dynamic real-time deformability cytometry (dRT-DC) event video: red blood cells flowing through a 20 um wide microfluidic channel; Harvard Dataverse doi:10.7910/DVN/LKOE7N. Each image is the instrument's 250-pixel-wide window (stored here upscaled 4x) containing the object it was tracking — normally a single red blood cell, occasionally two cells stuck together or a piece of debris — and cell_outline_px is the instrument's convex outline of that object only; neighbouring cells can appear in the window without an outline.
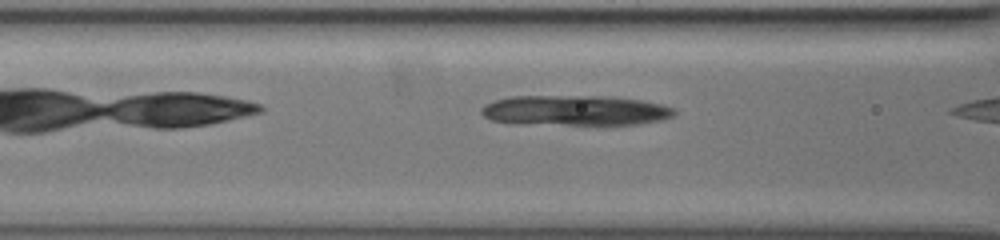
{"species": "common noctule bat (a hibernating species)", "species_latin": "Nyctalus noctula", "temperature_condition": "warm", "stored_images_in_passage": 9, "camera_frame_rate_fps": 3000, "um_per_image_px": 0.085, "animal": {"sex": "female", "body_mass_g": 19.5, "forearm_length_mm": 54.1}, "frame": {"image": 1, "passage_image": 8, "time_ms": 2.333, "image_size_px": [1000, 240], "cell_outline_px": [[676, 112], [672, 116], [660, 120], [640, 124], [604, 128], [512, 124], [492, 120], [484, 116], [480, 112], [480, 108], [484, 104], [496, 100], [512, 96], [612, 96], [640, 100], [660, 104], [672, 108]], "centroid_in_image_um": [48.87, 9.45], "position_along_channel_um": 117.7, "area_um2": 35.89}}